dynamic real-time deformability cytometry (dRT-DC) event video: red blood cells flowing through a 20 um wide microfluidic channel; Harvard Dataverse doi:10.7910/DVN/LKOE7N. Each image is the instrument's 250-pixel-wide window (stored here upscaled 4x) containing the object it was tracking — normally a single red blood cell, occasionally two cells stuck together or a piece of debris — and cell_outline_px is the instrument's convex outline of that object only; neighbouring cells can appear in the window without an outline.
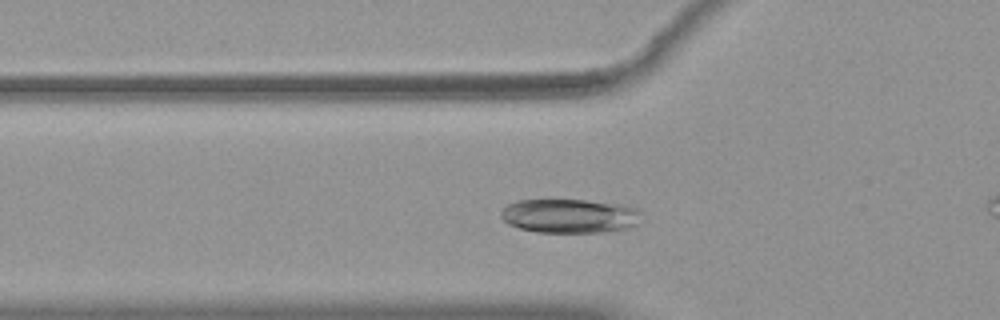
{"species": "common noctule bat (a hibernating species)", "species_latin": "Nyctalus noctula", "temperature_condition": "warm", "stored_images_in_passage": 49, "camera_frame_rate_fps": 3000, "um_per_image_px": 0.085, "animal": {"sex": "female", "body_mass_g": 19.9}, "frame": {"image": 1, "passage_image": 13, "time_ms": 4.0, "image_size_px": [1000, 320], "cell_outline_px": [[640, 224], [632, 228], [600, 232], [536, 232], [520, 228], [508, 224], [500, 216], [500, 212], [508, 204], [516, 200], [588, 200], [628, 204], [636, 208], [640, 212]], "centroid_in_image_um": [48.48, 18.35], "position_along_channel_um": 77.3, "area_um2": 28.32}}
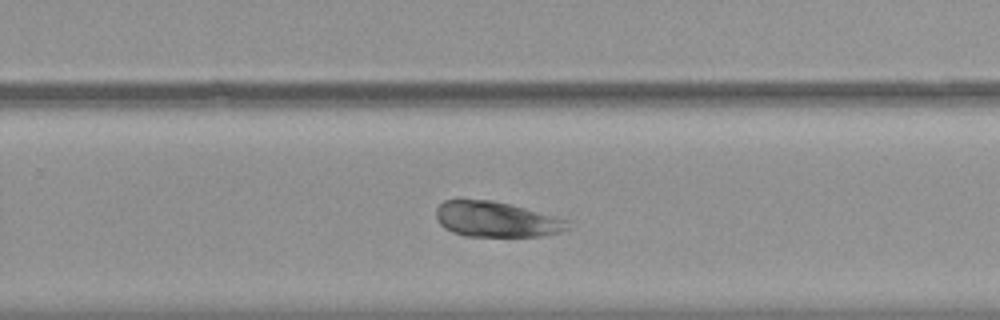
{"frame": {"image": 2, "passage_image": 30, "time_ms": 9.667, "image_size_px": [1000, 320], "cell_outline_px": [[576, 224], [572, 228], [560, 232], [540, 236], [468, 236], [452, 232], [444, 228], [436, 220], [436, 208], [444, 200], [456, 196], [492, 200], [556, 216], [568, 220]], "centroid_in_image_um": [42.16, 18.61], "position_along_channel_um": 287.6, "area_um2": 27.98}}
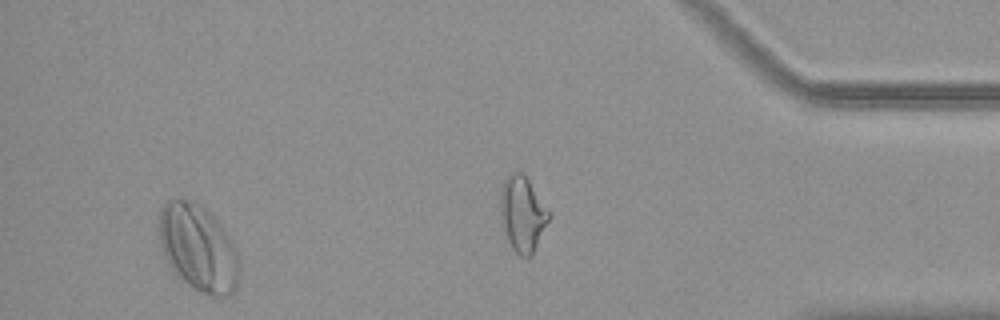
{"frame": {"image": 3, "passage_image": 46, "time_ms": 15.0, "image_size_px": [1000, 320], "cell_outline_px": [[240, 264], [236, 284], [232, 292], [228, 296], [220, 300], [180, 280], [176, 276], [168, 264], [164, 256], [160, 244], [160, 208], [168, 200], [176, 196], [180, 196], [200, 204], [208, 208], [232, 240]], "centroid_in_image_um": [16.84, 21.04], "position_along_channel_um": 418.4, "area_um2": 41.04}, "authors_computed_cell_mechanics": {"area_um2": 28.6688, "velocity_mm_per_s": 3.7012, "shape_relaxation_time_tau1_ms": 2.4087, "shape_relaxation_time_tau2_ms": 0.852, "deformation_change_tau1": 0.0384, "deformation_change_tau2": 0.0719}}